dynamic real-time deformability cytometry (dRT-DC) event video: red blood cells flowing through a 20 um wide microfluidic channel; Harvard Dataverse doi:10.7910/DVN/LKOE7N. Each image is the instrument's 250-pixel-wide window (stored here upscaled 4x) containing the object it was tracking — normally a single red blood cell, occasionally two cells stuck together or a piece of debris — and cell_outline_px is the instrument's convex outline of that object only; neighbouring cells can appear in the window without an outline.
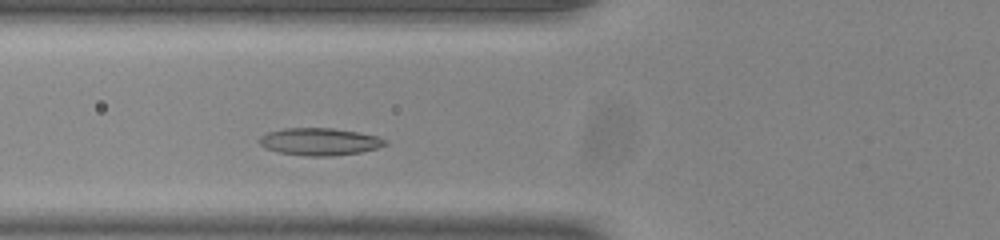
{"species": "common noctule bat (a hibernating species)", "species_latin": "Nyctalus noctula", "temperature_condition": "room temperature", "stored_images_in_passage": 39, "camera_frame_rate_fps": 3000, "um_per_image_px": 0.085, "animal": {"sex": "male", "body_mass_g": 20.0, "forearm_length_mm": 53.3}, "frame": {"image": 1, "passage_image": 6, "time_ms": 1.667, "image_size_px": [1000, 240], "cell_outline_px": [[388, 144], [376, 148], [360, 152], [332, 156], [304, 156], [280, 152], [264, 148], [260, 144], [260, 136], [268, 132], [284, 128], [332, 128], [356, 132], [376, 136], [388, 140]], "centroid_in_image_um": [27.16, 12.04], "position_along_channel_um": 98.6, "area_um2": 19.94}}
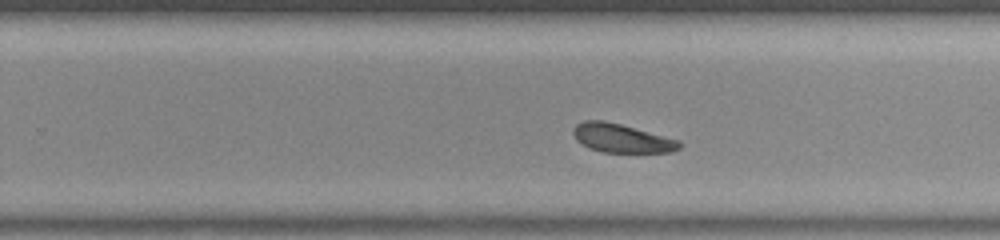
{"frame": {"image": 2, "passage_image": 20, "time_ms": 6.333, "image_size_px": [1000, 240], "cell_outline_px": [[684, 144], [680, 148], [672, 152], [604, 152], [588, 148], [576, 140], [572, 132], [572, 128], [576, 124], [584, 120], [604, 120], [620, 124], [680, 140]], "centroid_in_image_um": [52.83, 11.74], "position_along_channel_um": 277.0, "area_um2": 17.86}}
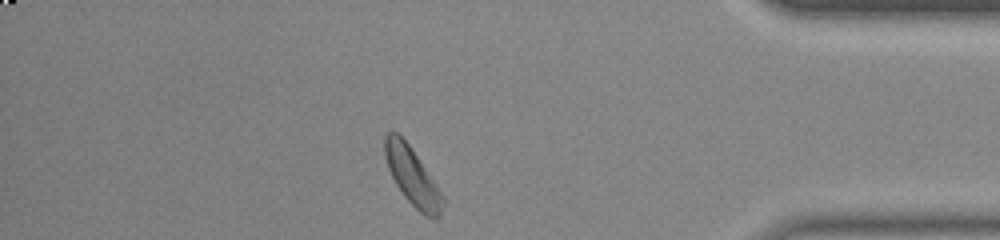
{"frame": {"image": 3, "passage_image": 32, "time_ms": 10.333, "image_size_px": [1000, 240], "cell_outline_px": [[448, 200], [440, 216], [436, 220], [432, 220], [424, 216], [404, 196], [396, 184], [388, 168], [384, 156], [384, 136], [392, 128], [408, 144]], "centroid_in_image_um": [35.1, 15.05], "position_along_channel_um": 400.1, "area_um2": 19.83}, "authors_computed_cell_mechanics": {"area_um2": 19.1896, "velocity_mm_per_s": 3.8304, "shape_relaxation_time_tau1_ms": 5.5337, "shape_relaxation_time_tau2_ms": null, "deformation_change_tau1": 0.1333, "deformation_change_tau2": null}}